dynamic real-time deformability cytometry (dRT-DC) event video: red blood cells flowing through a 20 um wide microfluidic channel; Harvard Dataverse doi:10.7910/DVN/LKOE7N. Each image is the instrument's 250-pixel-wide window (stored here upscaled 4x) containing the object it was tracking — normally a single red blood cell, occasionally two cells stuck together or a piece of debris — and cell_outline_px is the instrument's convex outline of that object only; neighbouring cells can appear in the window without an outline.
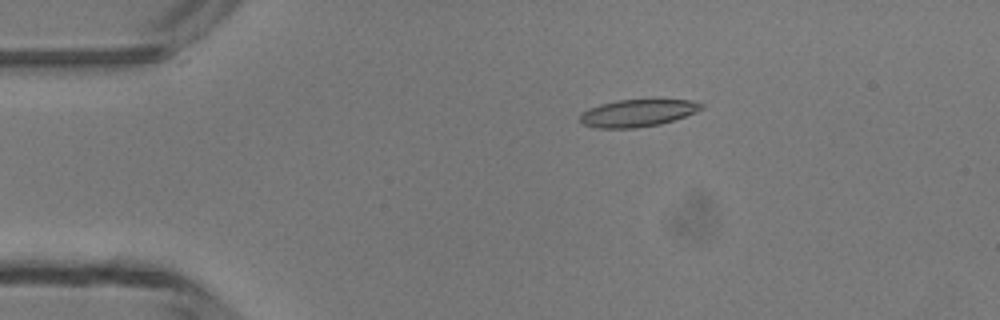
{"species": "common noctule bat (a hibernating species)", "species_latin": "Nyctalus noctula", "temperature_condition": "room temperature", "stored_images_in_passage": 5, "camera_frame_rate_fps": 3000, "um_per_image_px": 0.085, "animal": {"sex": "male", "body_mass_g": 13.3}, "frame": {"image": 1, "passage_image": 3, "time_ms": 2.333, "image_size_px": [1000, 320], "cell_outline_px": [[704, 108], [696, 112], [660, 124], [636, 128], [596, 128], [580, 124], [580, 116], [588, 108], [600, 104], [616, 100], [652, 96], [692, 100], [704, 104]], "centroid_in_image_um": [54.25, 9.54], "position_along_channel_um": 30.8, "area_um2": 20.35}}
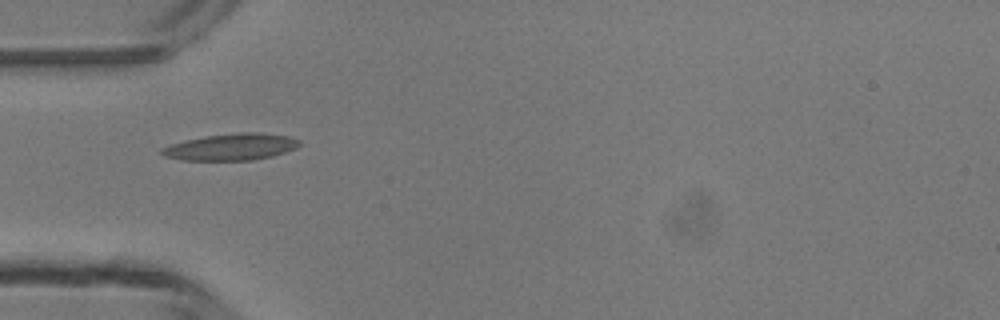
{"frame": {"image": 2, "passage_image": 5, "time_ms": 4.333, "image_size_px": [1000, 320], "cell_outline_px": [[300, 144], [296, 148], [272, 156], [252, 160], [180, 160], [164, 156], [160, 152], [160, 148], [184, 140], [204, 136], [240, 132], [260, 132], [288, 136], [300, 140]], "centroid_in_image_um": [19.63, 12.48], "position_along_channel_um": 65.4, "area_um2": 21.44}}